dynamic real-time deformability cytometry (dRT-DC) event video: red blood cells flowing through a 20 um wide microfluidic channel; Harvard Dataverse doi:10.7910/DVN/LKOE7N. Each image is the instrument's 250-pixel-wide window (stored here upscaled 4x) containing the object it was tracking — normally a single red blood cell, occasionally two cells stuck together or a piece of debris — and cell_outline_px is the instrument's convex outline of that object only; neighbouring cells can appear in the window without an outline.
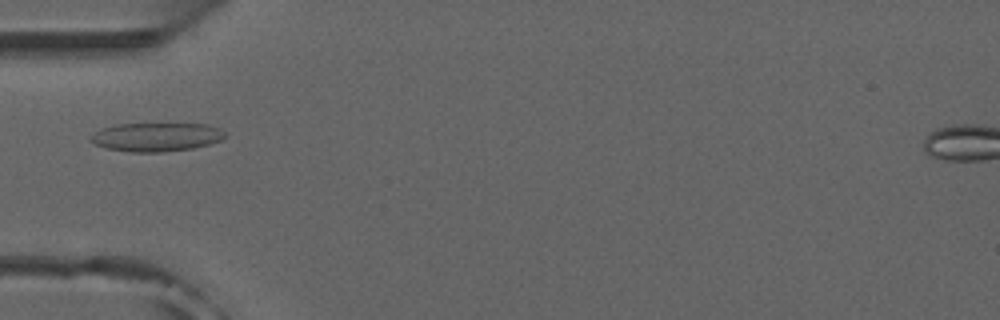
{"species": "common noctule bat (a hibernating species)", "species_latin": "Nyctalus noctula", "temperature_condition": "room temperature", "stored_images_in_passage": 3, "camera_frame_rate_fps": 3000, "um_per_image_px": 0.085, "animal": {"sex": "male", "forearm_length_mm": 52.5}, "frame": {"image": 1, "passage_image": 1, "time_ms": 0.0, "image_size_px": [1000, 320], "cell_outline_px": [[228, 136], [220, 140], [208, 144], [192, 148], [160, 152], [132, 152], [108, 148], [96, 144], [88, 140], [88, 136], [100, 128], [116, 124], [208, 124], [220, 128]], "centroid_in_image_um": [13.26, 11.63], "position_along_channel_um": 71.7, "area_um2": 22.48}}